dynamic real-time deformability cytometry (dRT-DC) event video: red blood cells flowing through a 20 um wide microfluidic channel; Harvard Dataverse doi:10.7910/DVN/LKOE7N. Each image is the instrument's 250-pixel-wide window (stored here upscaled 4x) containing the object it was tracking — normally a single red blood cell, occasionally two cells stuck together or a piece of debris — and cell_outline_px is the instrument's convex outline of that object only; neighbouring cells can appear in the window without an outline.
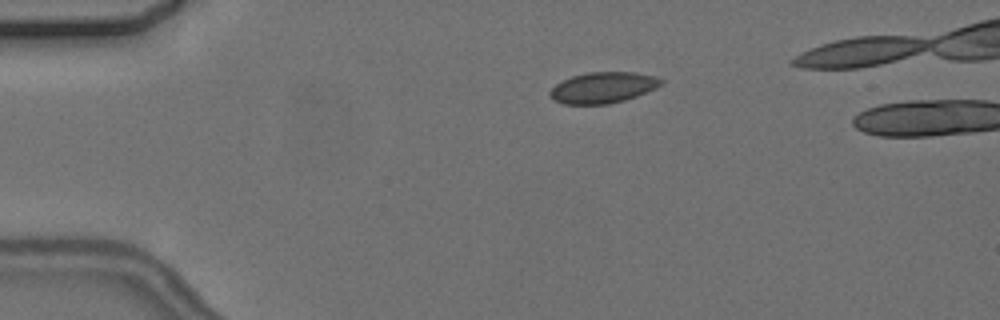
{"species": "common noctule bat (a hibernating species)", "species_latin": "Nyctalus noctula", "temperature_condition": "cold", "stored_images_in_passage": 2, "camera_frame_rate_fps": 3000, "um_per_image_px": 0.085, "animal": {"sex": "female", "body_mass_g": 24.6, "forearm_length_mm": 56.2}, "frame": {"image": 1, "passage_image": 1, "time_ms": 0.0, "image_size_px": [1000, 320], "cell_outline_px": [[664, 84], [656, 88], [636, 96], [624, 100], [608, 104], [564, 104], [552, 100], [548, 92], [556, 84], [572, 76], [588, 72], [636, 72], [656, 76], [664, 80]], "centroid_in_image_um": [51.27, 7.44], "position_along_channel_um": 33.7, "area_um2": 20.17}}